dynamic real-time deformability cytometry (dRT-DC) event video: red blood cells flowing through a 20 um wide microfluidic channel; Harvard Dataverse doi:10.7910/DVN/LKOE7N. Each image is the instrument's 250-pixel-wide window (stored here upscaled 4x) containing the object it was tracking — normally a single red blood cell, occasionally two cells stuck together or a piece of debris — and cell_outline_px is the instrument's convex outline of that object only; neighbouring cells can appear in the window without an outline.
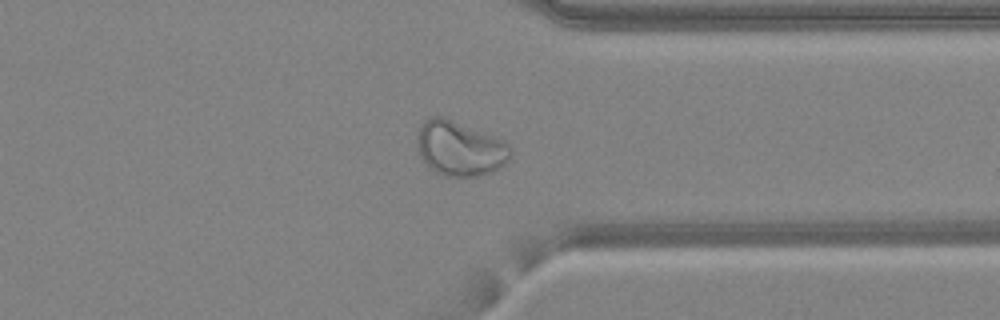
{"species": "common noctule bat (a hibernating species)", "species_latin": "Nyctalus noctula", "temperature_condition": "warm", "stored_images_in_passage": 48, "camera_frame_rate_fps": 3000, "um_per_image_px": 0.085, "animal": {"sex": "female", "body_mass_g": 24.6, "forearm_length_mm": 56.2}, "frame": {"image": 1, "passage_image": 37, "time_ms": 12.0, "image_size_px": [1000, 320], "cell_outline_px": [[512, 152], [508, 160], [500, 168], [492, 172], [476, 176], [444, 176], [436, 172], [420, 156], [416, 140], [420, 128], [424, 120], [432, 116], [444, 116], [504, 140], [512, 148]], "centroid_in_image_um": [39.11, 12.6], "position_along_channel_um": 372.3, "area_um2": 29.77}}
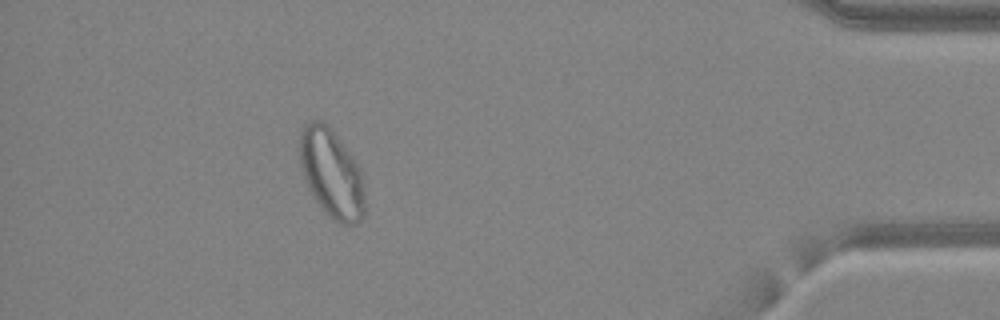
{"frame": {"image": 2, "passage_image": 43, "time_ms": 14.0, "image_size_px": [1000, 320], "cell_outline_px": [[364, 216], [356, 224], [340, 224], [328, 216], [324, 212], [312, 196], [308, 188], [304, 176], [300, 160], [300, 132], [304, 124], [308, 120], [324, 120], [332, 128], [352, 156], [360, 168], [364, 192]], "centroid_in_image_um": [28.17, 14.72], "position_along_channel_um": 407.0, "area_um2": 33.87}}